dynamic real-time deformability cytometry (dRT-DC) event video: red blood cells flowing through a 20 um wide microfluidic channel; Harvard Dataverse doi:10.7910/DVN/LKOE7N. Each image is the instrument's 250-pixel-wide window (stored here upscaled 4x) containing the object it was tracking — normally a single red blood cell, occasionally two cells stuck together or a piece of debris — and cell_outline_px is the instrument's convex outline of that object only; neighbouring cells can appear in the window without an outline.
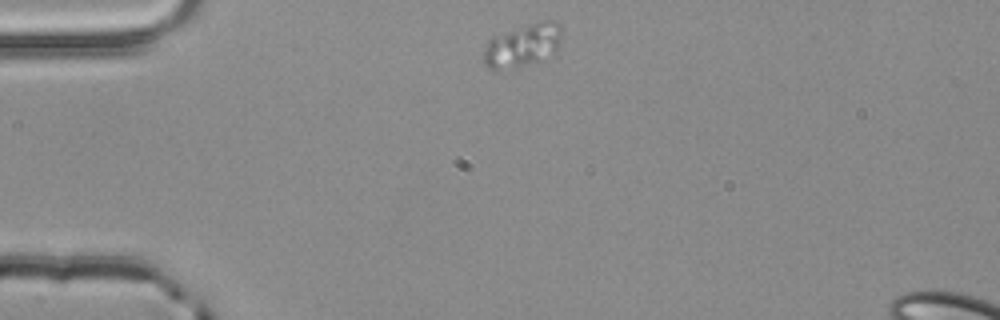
{"species": "common noctule bat (a hibernating species)", "species_latin": "Nyctalus noctula", "temperature_condition": "room temperature", "stored_images_in_passage": 8, "camera_frame_rate_fps": 3000, "um_per_image_px": 0.085, "animal": {"sex": "male", "body_mass_g": 20.4}, "frame": {"image": 1, "passage_image": 1, "time_ms": 0.0, "image_size_px": [1000, 320], "cell_outline_px": [[560, 44], [556, 52], [536, 60], [512, 68], [488, 68], [484, 64], [484, 48], [488, 40], [492, 36], [532, 24], [548, 20], [556, 20], [560, 24]], "centroid_in_image_um": [44.42, 3.83], "position_along_channel_um": 40.6, "area_um2": 18.9}}